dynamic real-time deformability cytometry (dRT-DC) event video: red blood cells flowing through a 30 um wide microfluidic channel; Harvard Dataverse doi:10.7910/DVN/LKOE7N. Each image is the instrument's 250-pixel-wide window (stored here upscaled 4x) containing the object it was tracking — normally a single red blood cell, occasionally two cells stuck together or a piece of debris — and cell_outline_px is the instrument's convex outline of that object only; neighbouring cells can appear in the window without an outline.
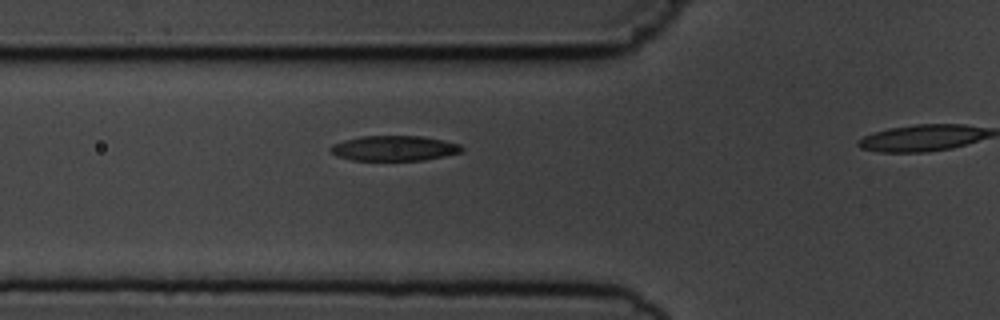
{"species": "common noctule bat (a hibernating species)", "species_latin": "Nyctalus noctula", "temperature_condition": "cold", "stored_images_in_passage": 4, "camera_frame_rate_fps": 3000, "um_per_image_px": 0.085, "animal": {"sex": "male", "body_mass_g": 19.5, "forearm_length_mm": 54.6}, "frame": {"image": 1, "passage_image": 3, "time_ms": 3.333, "image_size_px": [1000, 320], "cell_outline_px": [[464, 148], [460, 152], [444, 156], [424, 160], [352, 160], [336, 156], [328, 148], [332, 144], [344, 140], [360, 136], [424, 136], [444, 140], [460, 144]], "centroid_in_image_um": [33.49, 12.59], "position_along_channel_um": 92.3, "area_um2": 19.31}}